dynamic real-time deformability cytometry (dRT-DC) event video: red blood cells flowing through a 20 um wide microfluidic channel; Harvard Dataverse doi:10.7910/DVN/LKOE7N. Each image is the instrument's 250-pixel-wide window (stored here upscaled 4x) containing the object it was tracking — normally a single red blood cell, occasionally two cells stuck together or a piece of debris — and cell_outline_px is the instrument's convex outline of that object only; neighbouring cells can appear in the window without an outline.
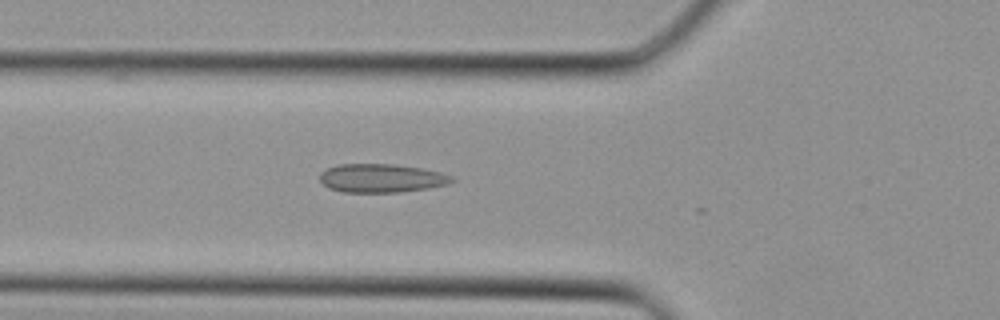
{"species": "Egyptian fruit bat (a non-hibernating species)", "species_latin": "Rousettus aegyptiacus", "temperature_condition": "cold", "stored_images_in_passage": 3, "camera_frame_rate_fps": 3000, "um_per_image_px": 0.085, "animal": {"sex": "female"}, "frame": {"image": 1, "passage_image": 2, "time_ms": 0.333, "image_size_px": [1000, 320], "cell_outline_px": [[456, 180], [448, 184], [428, 188], [400, 192], [344, 192], [328, 188], [320, 180], [320, 172], [328, 168], [340, 164], [392, 164], [420, 168], [440, 172], [452, 176]], "centroid_in_image_um": [32.42, 15.15], "position_along_channel_um": 93.4, "area_um2": 21.91}}